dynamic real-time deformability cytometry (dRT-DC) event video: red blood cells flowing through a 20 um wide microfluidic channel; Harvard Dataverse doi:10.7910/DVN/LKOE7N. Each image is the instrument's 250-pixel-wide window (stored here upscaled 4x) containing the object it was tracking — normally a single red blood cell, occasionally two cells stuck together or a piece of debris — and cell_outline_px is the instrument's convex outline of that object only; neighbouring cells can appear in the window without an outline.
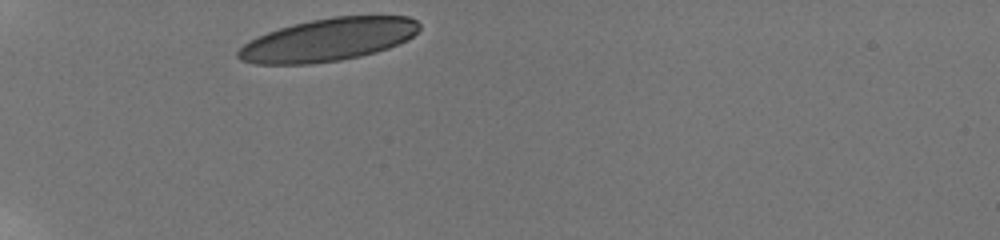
{"species": "human", "species_latin": "Homo sapiens", "temperature_condition": "room temperature", "stored_images_in_passage": 21, "camera_frame_rate_fps": 3000, "um_per_image_px": 0.085, "donor": {"sex": "male"}, "frame": {"image": 1, "passage_image": 1, "time_ms": 0.0, "image_size_px": [1000, 240], "cell_outline_px": [[420, 28], [408, 40], [388, 48], [376, 52], [360, 56], [340, 60], [312, 64], [256, 64], [240, 60], [236, 56], [236, 52], [248, 40], [256, 36], [292, 24], [332, 16], [408, 16], [416, 20], [420, 24]], "centroid_in_image_um": [27.88, 3.38], "position_along_channel_um": 57.1, "area_um2": 45.32}}
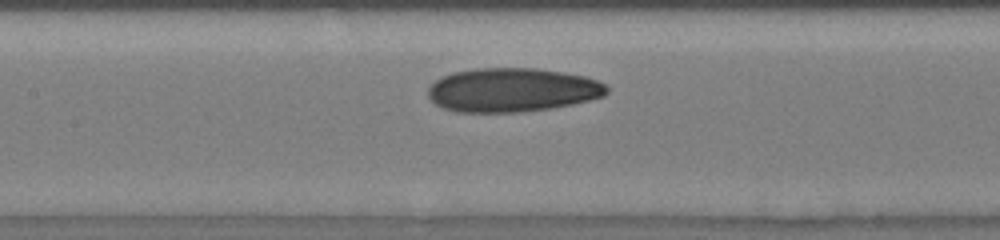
{"frame": {"image": 2, "passage_image": 13, "time_ms": 3.667, "image_size_px": [1000, 240], "cell_outline_px": [[608, 92], [604, 96], [572, 104], [552, 108], [524, 112], [456, 112], [444, 108], [436, 104], [428, 96], [428, 88], [440, 76], [452, 72], [476, 68], [536, 68], [564, 72], [584, 76], [600, 80], [608, 88]], "centroid_in_image_um": [43.54, 7.64], "position_along_channel_um": 163.9, "area_um2": 46.01}}
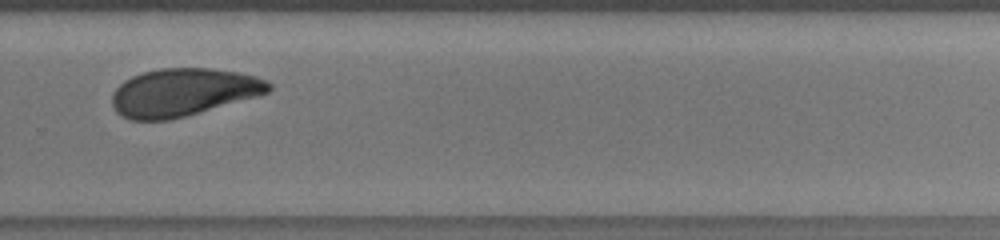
{"frame": {"image": 3, "passage_image": 20, "time_ms": 7.667, "image_size_px": [1000, 240], "cell_outline_px": [[272, 88], [268, 92], [260, 96], [184, 116], [168, 120], [128, 120], [120, 116], [116, 112], [112, 104], [112, 96], [116, 88], [124, 80], [132, 76], [144, 72], [160, 68], [212, 68], [240, 72], [256, 76], [272, 84]], "centroid_in_image_um": [15.57, 7.84], "position_along_channel_um": 314.2, "area_um2": 43.75}}